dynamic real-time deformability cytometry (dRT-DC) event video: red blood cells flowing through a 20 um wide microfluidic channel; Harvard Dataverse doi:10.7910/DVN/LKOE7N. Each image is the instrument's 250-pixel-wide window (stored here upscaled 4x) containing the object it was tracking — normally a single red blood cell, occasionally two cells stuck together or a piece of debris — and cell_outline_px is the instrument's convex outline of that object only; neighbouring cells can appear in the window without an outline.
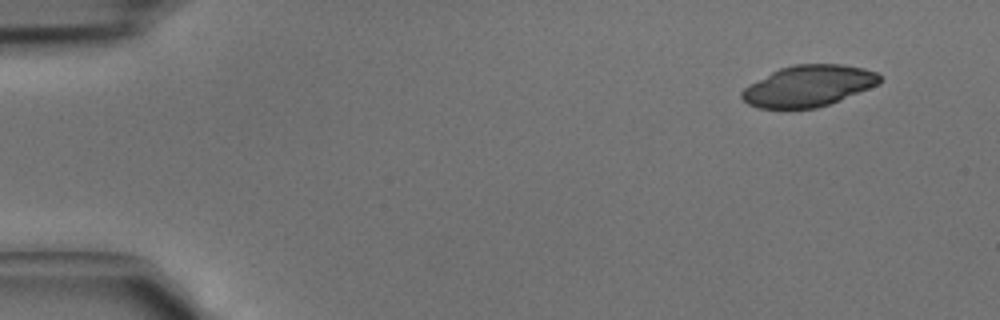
{"species": "common noctule bat (a hibernating species)", "species_latin": "Nyctalus noctula", "temperature_condition": "cold", "stored_images_in_passage": 4, "camera_frame_rate_fps": 3000, "um_per_image_px": 0.085, "animal": {"sex": "male", "body_mass_g": 15.6}, "frame": {"image": 1, "passage_image": 1, "time_ms": 0.0, "image_size_px": [1000, 320], "cell_outline_px": [[880, 84], [828, 104], [816, 108], [760, 108], [748, 104], [740, 96], [740, 92], [744, 88], [772, 72], [780, 68], [792, 64], [844, 64], [864, 68], [876, 72], [880, 76]], "centroid_in_image_um": [68.73, 7.29], "position_along_channel_um": 16.3, "area_um2": 32.83}}